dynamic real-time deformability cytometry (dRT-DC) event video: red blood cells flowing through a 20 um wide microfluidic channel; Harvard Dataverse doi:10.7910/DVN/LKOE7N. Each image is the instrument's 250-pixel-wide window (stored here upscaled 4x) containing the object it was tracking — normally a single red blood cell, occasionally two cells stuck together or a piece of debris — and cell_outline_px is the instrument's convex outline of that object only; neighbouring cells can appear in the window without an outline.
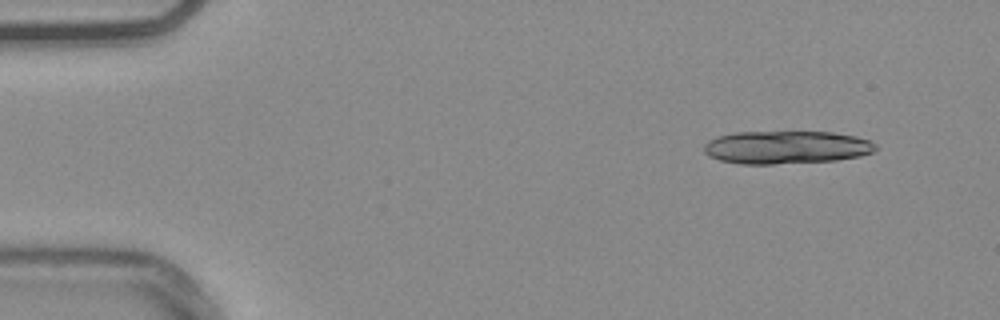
{"species": "common noctule bat (a hibernating species)", "species_latin": "Nyctalus noctula", "temperature_condition": "warm", "stored_images_in_passage": 13, "camera_frame_rate_fps": 3000, "um_per_image_px": 0.085, "animal": {"sex": "male", "body_mass_g": 20.4}, "frame": {"image": 1, "passage_image": 3, "time_ms": 0.667, "image_size_px": [1000, 320], "cell_outline_px": [[880, 148], [872, 152], [860, 156], [836, 160], [772, 164], [740, 164], [720, 160], [708, 156], [704, 152], [704, 144], [708, 140], [716, 136], [736, 132], [832, 132], [856, 136], [868, 140], [876, 144]], "centroid_in_image_um": [66.83, 12.52], "position_along_channel_um": 18.2, "area_um2": 33.18}}